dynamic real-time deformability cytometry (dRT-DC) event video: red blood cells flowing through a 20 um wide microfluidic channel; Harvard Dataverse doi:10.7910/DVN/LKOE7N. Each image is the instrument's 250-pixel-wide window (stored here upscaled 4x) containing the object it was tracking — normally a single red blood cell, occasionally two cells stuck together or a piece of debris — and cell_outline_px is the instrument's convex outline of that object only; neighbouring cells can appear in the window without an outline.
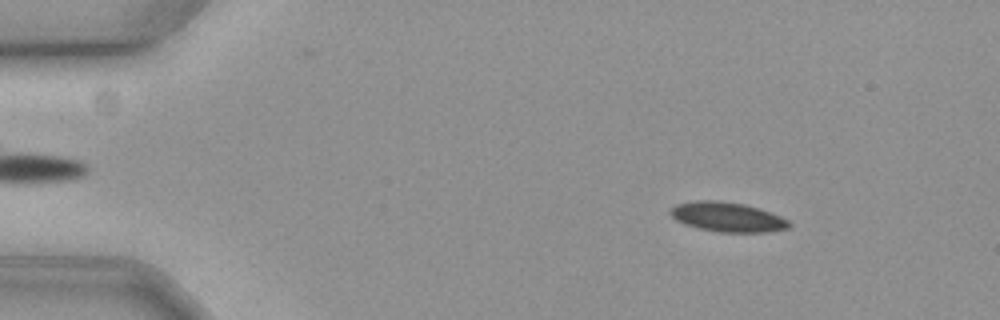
{"species": "common noctule bat (a hibernating species)", "species_latin": "Nyctalus noctula", "temperature_condition": "cold", "stored_images_in_passage": 58, "camera_frame_rate_fps": 3000, "um_per_image_px": 0.085, "animal": {"sex": "female", "body_mass_g": 19.3, "forearm_length_mm": 54.1}, "frame": {"image": 1, "passage_image": 8, "time_ms": 2.333, "image_size_px": [1000, 320], "cell_outline_px": [[792, 224], [788, 228], [768, 232], [720, 232], [700, 228], [684, 224], [676, 220], [668, 212], [676, 204], [696, 200], [716, 200], [744, 204], [780, 216], [788, 220]], "centroid_in_image_um": [61.81, 18.44], "position_along_channel_um": 23.2, "area_um2": 20.29}}
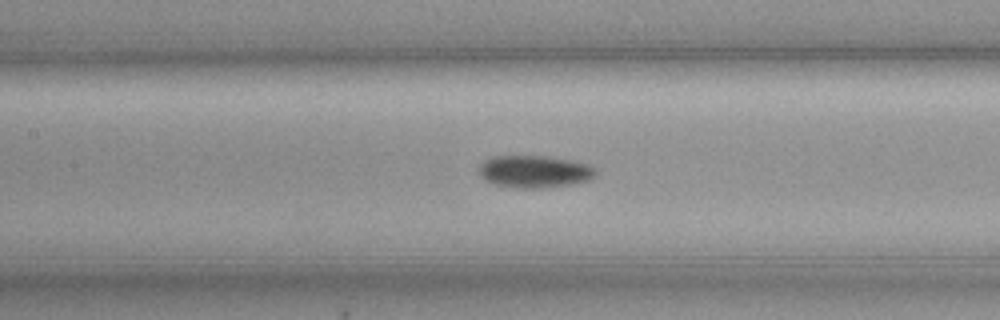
{"frame": {"image": 2, "passage_image": 27, "time_ms": 8.667, "image_size_px": [1000, 320], "cell_outline_px": [[596, 176], [588, 180], [572, 184], [544, 188], [516, 188], [496, 184], [484, 180], [480, 176], [480, 164], [492, 156], [548, 156], [572, 160], [588, 164], [596, 168]], "centroid_in_image_um": [45.46, 14.58], "position_along_channel_um": 161.9, "area_um2": 22.08}}
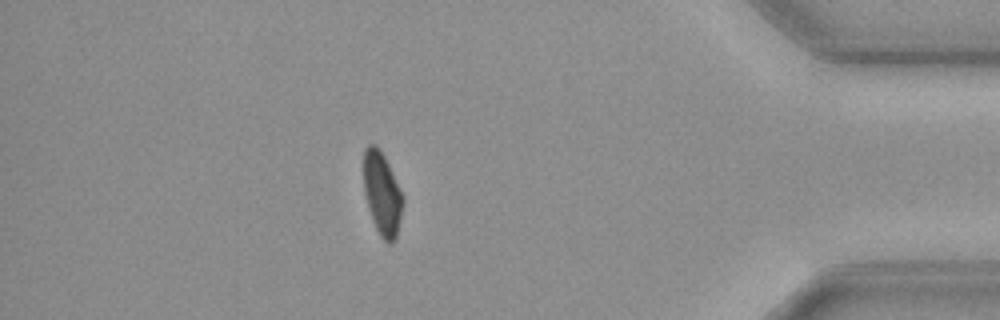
{"frame": {"image": 3, "passage_image": 51, "time_ms": 16.667, "image_size_px": [1000, 320], "cell_outline_px": [[404, 204], [396, 236], [392, 244], [388, 244], [380, 236], [372, 220], [368, 208], [364, 192], [364, 148], [368, 144], [372, 144], [384, 156], [404, 196]], "centroid_in_image_um": [32.49, 16.51], "position_along_channel_um": 402.7, "area_um2": 18.9}, "authors_computed_cell_mechanics": {"area_um2": 20.5479, "velocity_mm_per_s": 3.5582, "shape_relaxation_time_tau1_ms": 5.6673, "shape_relaxation_time_tau2_ms": null, "deformation_change_tau1": 0.1087, "deformation_change_tau2": null}}